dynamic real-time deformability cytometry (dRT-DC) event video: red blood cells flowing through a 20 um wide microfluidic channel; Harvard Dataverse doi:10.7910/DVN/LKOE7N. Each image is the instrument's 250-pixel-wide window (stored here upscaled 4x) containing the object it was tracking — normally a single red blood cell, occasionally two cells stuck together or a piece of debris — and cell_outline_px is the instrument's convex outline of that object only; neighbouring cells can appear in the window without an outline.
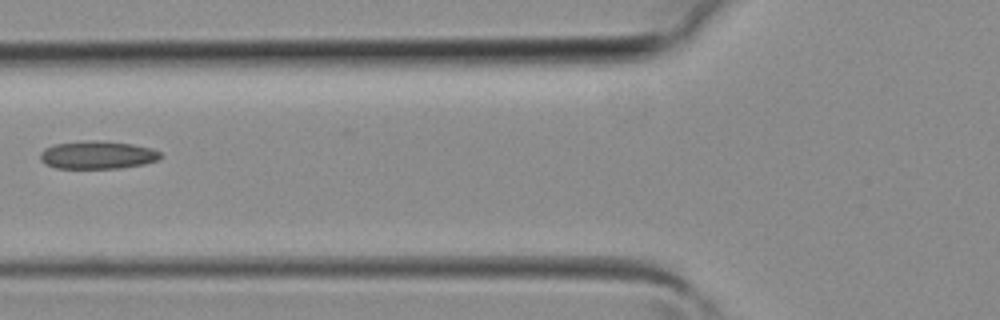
{"species": "common noctule bat (a hibernating species)", "species_latin": "Nyctalus noctula", "temperature_condition": "room temperature", "stored_images_in_passage": 4, "camera_frame_rate_fps": 3000, "um_per_image_px": 0.085, "animal": {"sex": "female", "body_mass_g": 19.3, "forearm_length_mm": 54.1}, "frame": {"image": 1, "passage_image": 4, "time_ms": 1.0, "image_size_px": [1000, 320], "cell_outline_px": [[160, 156], [156, 160], [144, 164], [120, 168], [56, 168], [44, 164], [40, 160], [40, 152], [44, 148], [56, 144], [84, 140], [96, 140], [132, 144], [152, 148], [160, 152]], "centroid_in_image_um": [8.24, 13.17], "position_along_channel_um": 117.6, "area_um2": 19.59}}